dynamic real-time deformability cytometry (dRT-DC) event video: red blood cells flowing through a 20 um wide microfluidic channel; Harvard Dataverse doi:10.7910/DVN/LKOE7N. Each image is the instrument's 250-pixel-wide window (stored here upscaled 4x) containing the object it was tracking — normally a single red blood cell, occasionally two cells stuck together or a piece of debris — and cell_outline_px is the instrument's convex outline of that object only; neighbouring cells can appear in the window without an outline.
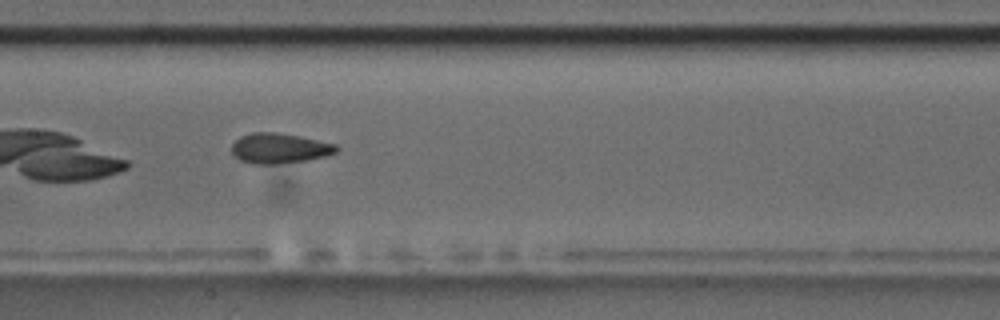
{"species": "common noctule bat (a hibernating species)", "species_latin": "Nyctalus noctula", "temperature_condition": "room temperature", "stored_images_in_passage": 40, "camera_frame_rate_fps": 3000, "um_per_image_px": 0.085, "animal": {"sex": "male", "body_mass_g": 17.5, "forearm_length_mm": 52.3}, "frame": {"image": 1, "passage_image": 12, "time_ms": 3.667, "image_size_px": [1000, 320], "cell_outline_px": [[340, 148], [336, 152], [324, 156], [308, 160], [276, 164], [252, 164], [240, 160], [232, 156], [232, 144], [240, 136], [252, 132], [276, 132], [336, 144]], "centroid_in_image_um": [23.71, 12.61], "position_along_channel_um": 183.7, "area_um2": 18.38}, "authors_computed_cell_mechanics": {"area_um2": 18.2648, "velocity_mm_per_s": 3.6335, "shape_relaxation_time_tau1_ms": 5.4298, "shape_relaxation_time_tau2_ms": 1.853, "deformation_change_tau1": 0.157, "deformation_change_tau2": 0.0829}}